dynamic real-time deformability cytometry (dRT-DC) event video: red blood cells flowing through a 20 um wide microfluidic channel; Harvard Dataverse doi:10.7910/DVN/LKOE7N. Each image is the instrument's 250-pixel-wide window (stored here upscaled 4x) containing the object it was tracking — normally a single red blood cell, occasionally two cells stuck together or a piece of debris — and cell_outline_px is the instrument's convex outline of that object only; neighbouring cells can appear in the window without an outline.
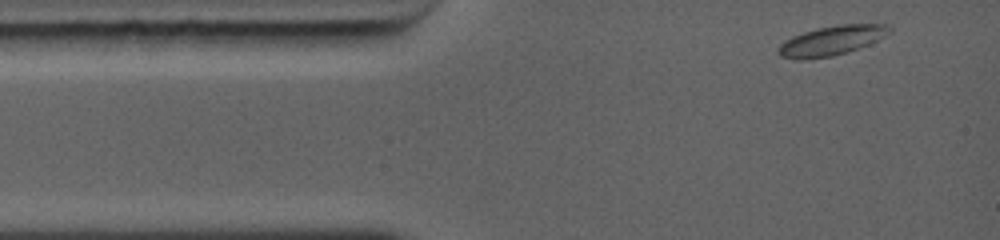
{"species": "common noctule bat (a hibernating species)", "species_latin": "Nyctalus noctula", "temperature_condition": "warm", "stored_images_in_passage": 18, "camera_frame_rate_fps": 5000, "um_per_image_px": 0.085, "animal": {"sex": "female", "body_mass_g": 19.0, "forearm_length_mm": 56.7}, "frame": {"image": 1, "passage_image": 1, "time_ms": 0.0, "image_size_px": [1000, 240], "cell_outline_px": [[892, 32], [868, 44], [848, 52], [832, 56], [804, 60], [796, 60], [780, 56], [776, 52], [776, 48], [784, 40], [792, 36], [816, 28], [836, 24], [884, 24], [892, 28]], "centroid_in_image_um": [70.62, 3.46], "position_along_channel_um": 14.4, "area_um2": 19.36}}
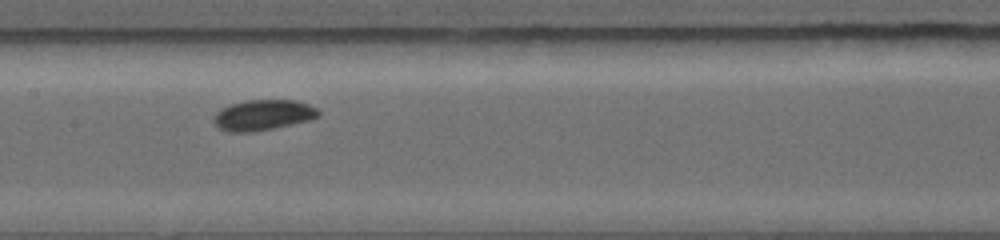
{"frame": {"image": 2, "passage_image": 11, "time_ms": 5.0, "image_size_px": [1000, 240], "cell_outline_px": [[320, 116], [308, 120], [272, 128], [252, 132], [228, 132], [220, 128], [212, 120], [216, 112], [220, 108], [232, 104], [248, 100], [296, 100], [308, 104], [316, 108], [320, 112]], "centroid_in_image_um": [22.34, 9.77], "position_along_channel_um": 185.1, "area_um2": 18.5}}
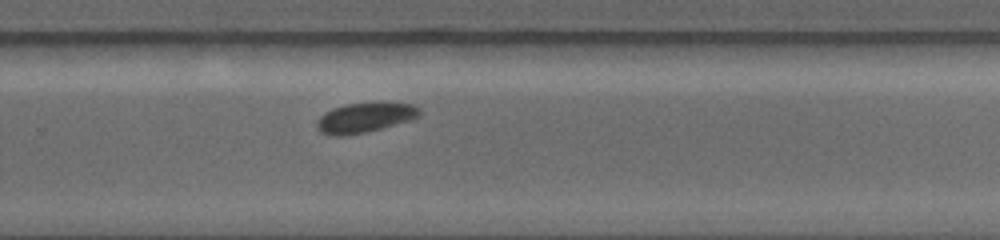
{"frame": {"image": 3, "passage_image": 18, "time_ms": 7.6, "image_size_px": [1000, 240], "cell_outline_px": [[420, 116], [408, 120], [380, 128], [364, 132], [344, 136], [336, 136], [320, 132], [316, 124], [320, 116], [324, 112], [332, 108], [344, 104], [380, 100], [412, 104], [420, 108]], "centroid_in_image_um": [31.01, 9.94], "position_along_channel_um": 298.8, "area_um2": 18.21}}